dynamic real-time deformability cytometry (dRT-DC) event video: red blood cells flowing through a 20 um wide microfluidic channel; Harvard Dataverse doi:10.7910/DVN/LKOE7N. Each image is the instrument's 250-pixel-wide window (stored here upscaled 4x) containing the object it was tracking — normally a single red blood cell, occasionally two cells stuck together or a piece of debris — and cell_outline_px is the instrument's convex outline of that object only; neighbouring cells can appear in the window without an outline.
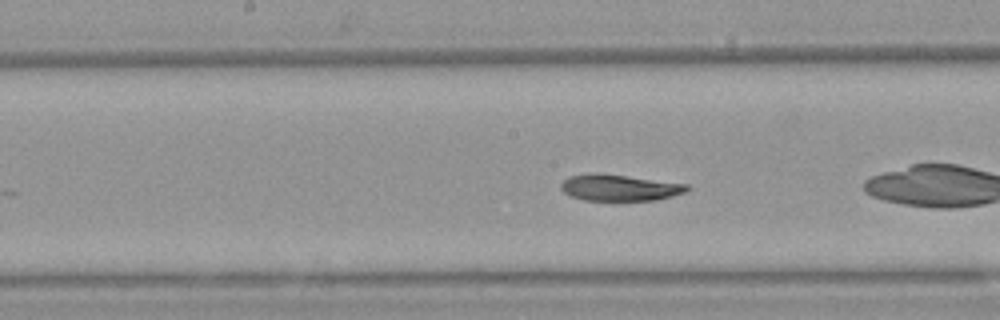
{"species": "Egyptian fruit bat (a non-hibernating species)", "species_latin": "Rousettus aegyptiacus", "temperature_condition": "warm", "stored_images_in_passage": 47, "camera_frame_rate_fps": 3000, "um_per_image_px": 0.085, "animal": {"sex": "female"}, "frame": {"image": 1, "passage_image": 21, "time_ms": 6.667, "image_size_px": [1000, 320], "cell_outline_px": [[688, 188], [684, 192], [672, 196], [656, 200], [584, 200], [572, 196], [564, 192], [560, 188], [560, 184], [568, 176], [596, 172], [600, 172], [688, 184]], "centroid_in_image_um": [52.62, 15.93], "position_along_channel_um": 195.6, "area_um2": 19.36}, "authors_computed_cell_mechanics": {"area_um2": 20.2878, "velocity_mm_per_s": 3.912, "shape_relaxation_time_tau1_ms": 4.0339, "shape_relaxation_time_tau2_ms": 4.5552, "deformation_change_tau1": 0.1497, "deformation_change_tau2": 0.083}}